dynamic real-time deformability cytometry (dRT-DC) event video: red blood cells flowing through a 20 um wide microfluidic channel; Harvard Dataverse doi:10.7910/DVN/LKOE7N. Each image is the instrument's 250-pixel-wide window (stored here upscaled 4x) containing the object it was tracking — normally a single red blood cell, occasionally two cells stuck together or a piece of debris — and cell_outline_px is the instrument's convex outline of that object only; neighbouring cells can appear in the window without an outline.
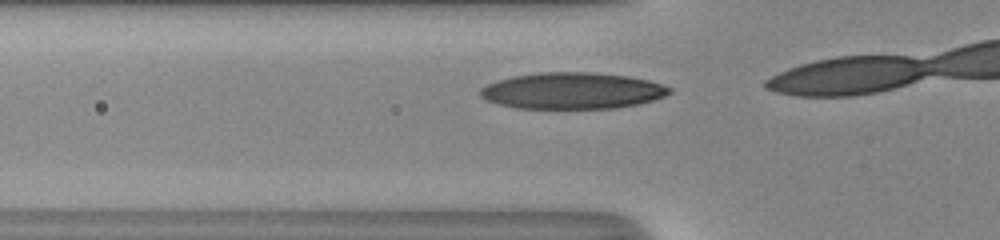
{"species": "human", "species_latin": "Homo sapiens", "temperature_condition": "room temperature", "stored_images_in_passage": 7, "camera_frame_rate_fps": 3000, "um_per_image_px": 0.085, "donor": {"sex": "male"}, "frame": {"image": 1, "passage_image": 5, "time_ms": 1.333, "image_size_px": [1000, 240], "cell_outline_px": [[672, 92], [664, 96], [640, 104], [616, 108], [516, 108], [500, 104], [488, 100], [480, 96], [480, 88], [496, 80], [512, 76], [540, 72], [588, 72], [628, 76], [648, 80], [672, 88]], "centroid_in_image_um": [48.65, 7.71], "position_along_channel_um": 77.2, "area_um2": 40.06}}